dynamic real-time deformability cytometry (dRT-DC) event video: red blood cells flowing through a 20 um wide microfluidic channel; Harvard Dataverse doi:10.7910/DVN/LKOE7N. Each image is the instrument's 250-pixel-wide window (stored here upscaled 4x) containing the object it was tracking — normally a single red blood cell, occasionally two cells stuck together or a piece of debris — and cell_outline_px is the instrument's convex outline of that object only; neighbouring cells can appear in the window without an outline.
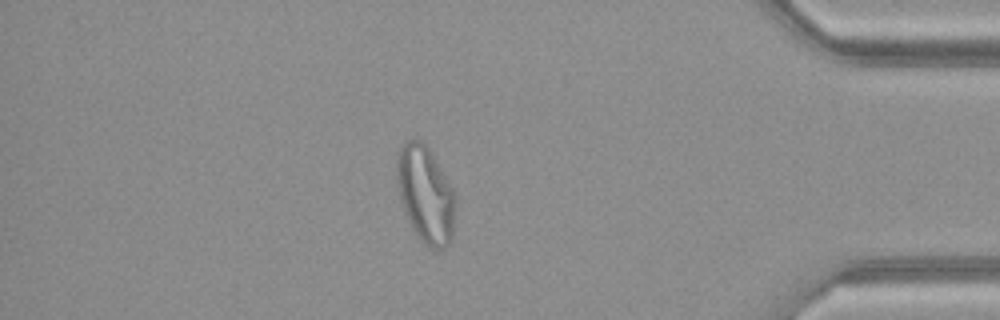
{"species": "common noctule bat (a hibernating species)", "species_latin": "Nyctalus noctula", "temperature_condition": "warm", "stored_images_in_passage": 49, "camera_frame_rate_fps": 3000, "um_per_image_px": 0.085, "animal": {"sex": "female", "body_mass_g": 21.9}, "frame": {"image": 1, "passage_image": 42, "time_ms": 13.667, "image_size_px": [1000, 320], "cell_outline_px": [[456, 200], [452, 236], [448, 244], [444, 248], [436, 252], [424, 244], [416, 236], [404, 212], [400, 200], [396, 180], [396, 156], [404, 140], [420, 140], [428, 148], [452, 188], [456, 196]], "centroid_in_image_um": [36.14, 16.56], "position_along_channel_um": 399.1, "area_um2": 33.29}}